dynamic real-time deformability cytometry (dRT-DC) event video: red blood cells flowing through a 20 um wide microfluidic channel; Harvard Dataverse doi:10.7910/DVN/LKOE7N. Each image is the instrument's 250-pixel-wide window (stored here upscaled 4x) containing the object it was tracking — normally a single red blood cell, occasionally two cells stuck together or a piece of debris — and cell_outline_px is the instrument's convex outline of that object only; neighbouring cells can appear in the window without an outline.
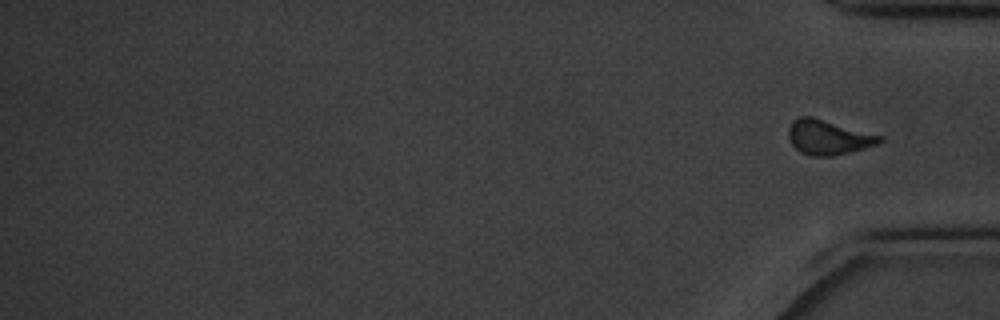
{"species": "common noctule bat (a hibernating species)", "species_latin": "Nyctalus noctula", "temperature_condition": "cold", "stored_images_in_passage": 16, "camera_frame_rate_fps": 3000, "um_per_image_px": 0.085, "animal": {"sex": "male", "body_mass_g": 20.1, "forearm_length_mm": 53.5}, "frame": {"image": 1, "passage_image": 16, "time_ms": 5.0, "image_size_px": [1000, 320], "cell_outline_px": [[884, 140], [880, 144], [832, 156], [808, 156], [800, 152], [792, 144], [788, 136], [788, 128], [792, 120], [800, 116], [812, 116], [884, 136]], "centroid_in_image_um": [70.41, 11.66], "position_along_channel_um": 364.8, "area_um2": 18.67}}